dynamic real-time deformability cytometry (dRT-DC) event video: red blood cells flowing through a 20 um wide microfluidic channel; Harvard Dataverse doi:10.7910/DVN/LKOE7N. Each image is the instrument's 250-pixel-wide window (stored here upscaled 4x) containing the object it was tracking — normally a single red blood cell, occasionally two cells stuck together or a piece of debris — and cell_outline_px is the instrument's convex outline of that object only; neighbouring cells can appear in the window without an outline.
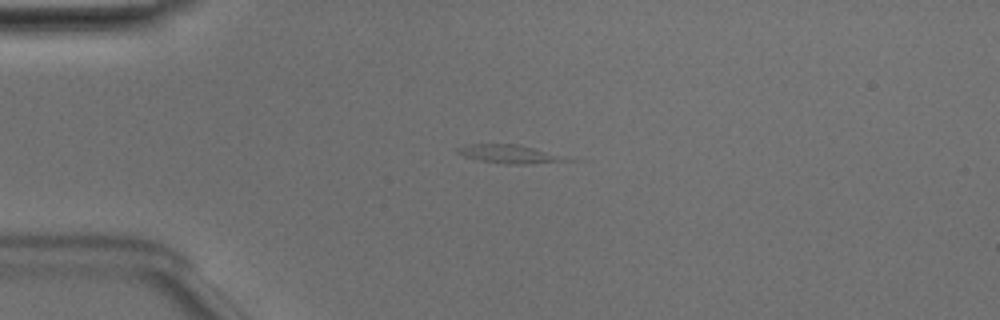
{"species": "Egyptian fruit bat (a non-hibernating species)", "species_latin": "Rousettus aegyptiacus", "temperature_condition": "room temperature", "stored_images_in_passage": 38, "camera_frame_rate_fps": 3000, "um_per_image_px": 0.085, "animal": {"sex": "male"}, "frame": {"image": 1, "passage_image": 1, "time_ms": 0.0, "image_size_px": [1000, 320], "cell_outline_px": [[588, 160], [524, 164], [508, 164], [476, 160], [464, 156], [456, 152], [456, 148], [472, 144], [516, 144]], "centroid_in_image_um": [43.52, 13.11], "position_along_channel_um": 41.5, "area_um2": 12.2}}
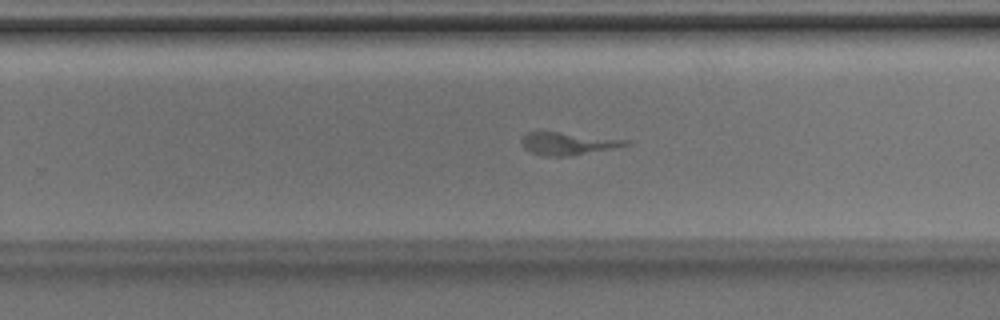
{"frame": {"image": 2, "passage_image": 21, "time_ms": 6.667, "image_size_px": [1000, 320], "cell_outline_px": [[632, 144], [612, 148], [568, 156], [544, 156], [532, 152], [524, 148], [520, 140], [528, 132], [560, 132], [632, 140]], "centroid_in_image_um": [48.29, 12.19], "position_along_channel_um": 281.5, "area_um2": 13.53}}
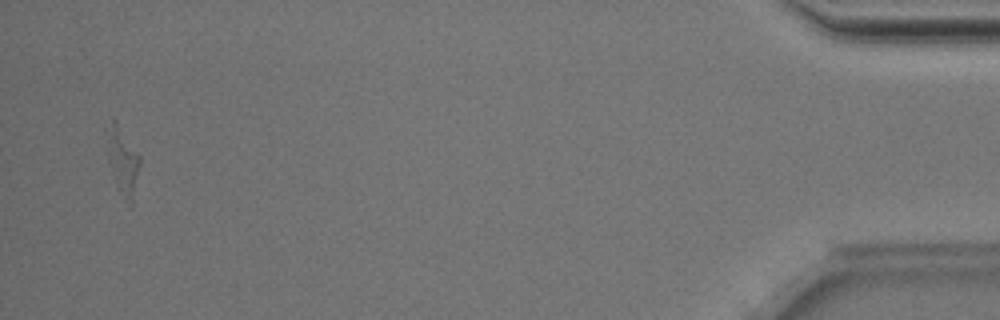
{"frame": {"image": 3, "passage_image": 38, "time_ms": 12.333, "image_size_px": [1000, 320], "cell_outline_px": [[140, 164], [132, 208], [120, 192], [108, 160], [104, 140], [112, 116], [116, 120], [140, 156]], "centroid_in_image_um": [10.41, 13.62], "position_along_channel_um": 424.8, "area_um2": 12.95}}